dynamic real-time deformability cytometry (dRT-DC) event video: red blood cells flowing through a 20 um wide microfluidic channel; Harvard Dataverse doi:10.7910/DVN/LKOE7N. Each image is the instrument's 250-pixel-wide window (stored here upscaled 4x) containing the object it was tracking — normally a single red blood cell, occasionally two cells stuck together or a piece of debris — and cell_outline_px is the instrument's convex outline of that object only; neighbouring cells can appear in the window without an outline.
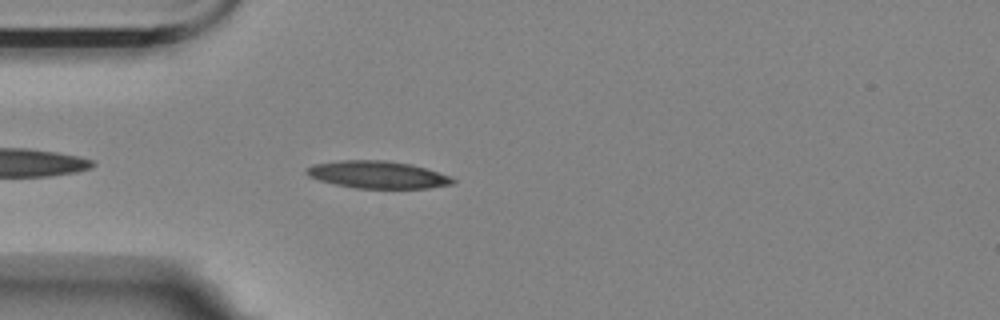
{"species": "Egyptian fruit bat (a non-hibernating species)", "species_latin": "Rousettus aegyptiacus", "temperature_condition": "room temperature", "stored_images_in_passage": 45, "camera_frame_rate_fps": 3000, "um_per_image_px": 0.085, "animal": {"sex": "female"}, "frame": {"image": 1, "passage_image": 4, "time_ms": 1.0, "image_size_px": [1000, 320], "cell_outline_px": [[456, 180], [452, 184], [428, 188], [356, 188], [336, 184], [320, 180], [308, 176], [304, 172], [312, 164], [344, 160], [384, 160], [412, 164], [452, 176]], "centroid_in_image_um": [32.12, 14.84], "position_along_channel_um": 52.9, "area_um2": 23.24}}
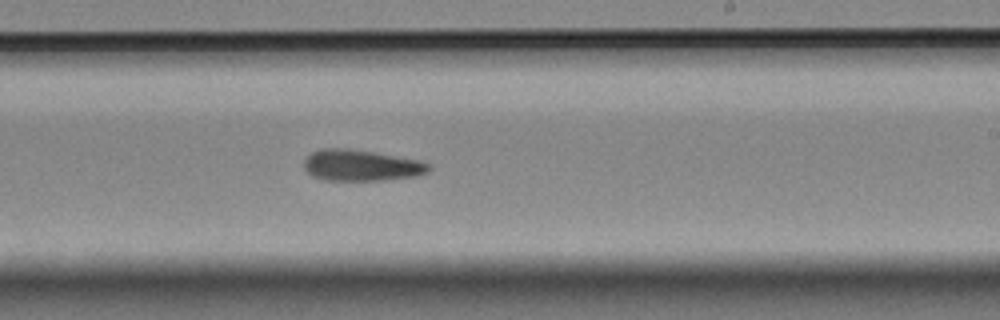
{"frame": {"image": 2, "passage_image": 22, "time_ms": 7.0, "image_size_px": [1000, 320], "cell_outline_px": [[432, 168], [428, 172], [416, 176], [384, 180], [324, 180], [312, 176], [304, 168], [304, 160], [312, 152], [320, 148], [348, 148], [420, 160], [432, 164]], "centroid_in_image_um": [30.72, 14.06], "position_along_channel_um": 258.3, "area_um2": 22.77}}
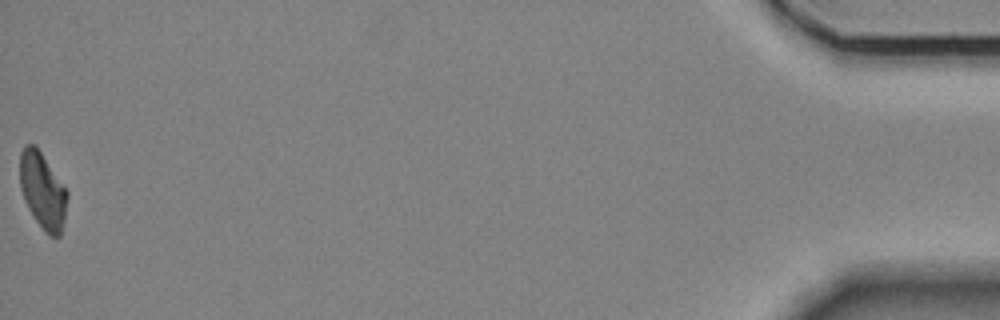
{"frame": {"image": 3, "passage_image": 45, "time_ms": 14.667, "image_size_px": [1000, 320], "cell_outline_px": [[68, 196], [64, 220], [60, 236], [48, 236], [44, 232], [28, 208], [24, 200], [20, 188], [20, 152], [24, 144], [32, 144], [40, 152], [68, 192]], "centroid_in_image_um": [3.61, 16.23], "position_along_channel_um": 431.6, "area_um2": 20.81}, "authors_computed_cell_mechanics": {"area_um2": 22.3108, "velocity_mm_per_s": 3.5228, "shape_relaxation_time_tau1_ms": 8.3134, "shape_relaxation_time_tau2_ms": 9.9663, "deformation_change_tau1": 0.1922, "deformation_change_tau2": 0.2231}}